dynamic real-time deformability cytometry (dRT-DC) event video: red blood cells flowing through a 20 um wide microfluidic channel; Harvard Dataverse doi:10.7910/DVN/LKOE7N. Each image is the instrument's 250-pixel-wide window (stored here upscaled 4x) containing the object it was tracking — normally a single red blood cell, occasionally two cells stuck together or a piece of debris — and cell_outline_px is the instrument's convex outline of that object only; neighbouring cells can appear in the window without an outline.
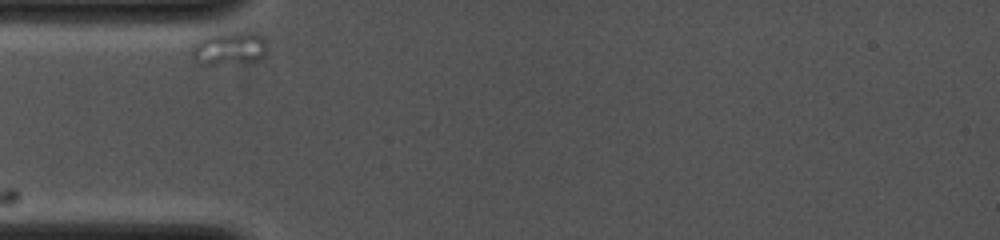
{"species": "common noctule bat (a hibernating species)", "species_latin": "Nyctalus noctula", "temperature_condition": "cold", "stored_images_in_passage": 39, "camera_frame_rate_fps": 4000, "um_per_image_px": 0.085, "animal": {"sex": "female", "body_mass_g": 19.0, "forearm_length_mm": 53.3}, "frame": {"image": 1, "passage_image": 1, "time_ms": 0.0, "image_size_px": [1000, 240], "cell_outline_px": [[264, 52], [260, 56], [252, 60], [212, 64], [204, 64], [196, 60], [192, 56], [192, 48], [200, 40], [208, 36], [220, 32], [252, 32], [264, 36]], "centroid_in_image_um": [19.45, 4.06], "position_along_channel_um": 65.5, "area_um2": 13.76}}